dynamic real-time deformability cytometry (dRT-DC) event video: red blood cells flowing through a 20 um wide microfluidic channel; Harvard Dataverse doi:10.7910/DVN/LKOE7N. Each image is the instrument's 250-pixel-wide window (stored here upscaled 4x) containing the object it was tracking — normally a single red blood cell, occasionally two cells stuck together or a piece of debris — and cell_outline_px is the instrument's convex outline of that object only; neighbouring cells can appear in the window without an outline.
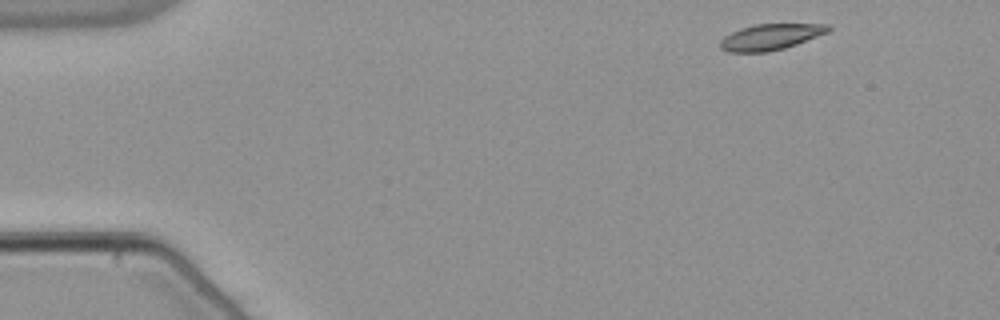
{"species": "common noctule bat (a hibernating species)", "species_latin": "Nyctalus noctula", "temperature_condition": "warm", "stored_images_in_passage": 49, "camera_frame_rate_fps": 3000, "um_per_image_px": 0.085, "animal": {"sex": "male", "body_mass_g": 21.5, "forearm_length_mm": 52.0}, "frame": {"image": 1, "passage_image": 1, "time_ms": 0.0, "image_size_px": [1000, 320], "cell_outline_px": [[832, 28], [828, 32], [796, 44], [784, 48], [768, 52], [728, 52], [720, 48], [720, 40], [724, 36], [740, 28], [756, 24], [832, 24]], "centroid_in_image_um": [65.5, 3.13], "position_along_channel_um": 19.5, "area_um2": 16.36}}
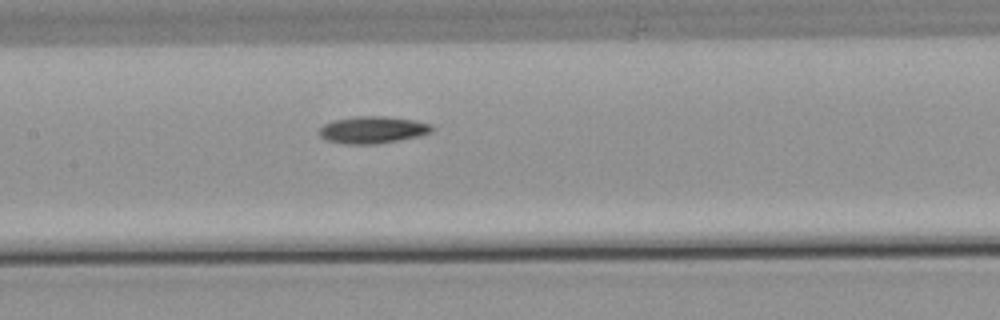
{"frame": {"image": 2, "passage_image": 21, "time_ms": 6.667, "image_size_px": [1000, 320], "cell_outline_px": [[432, 132], [420, 136], [376, 144], [344, 144], [328, 140], [320, 136], [320, 128], [324, 124], [332, 120], [356, 116], [384, 116], [412, 120], [432, 124]], "centroid_in_image_um": [31.67, 11.03], "position_along_channel_um": 175.7, "area_um2": 17.69}}
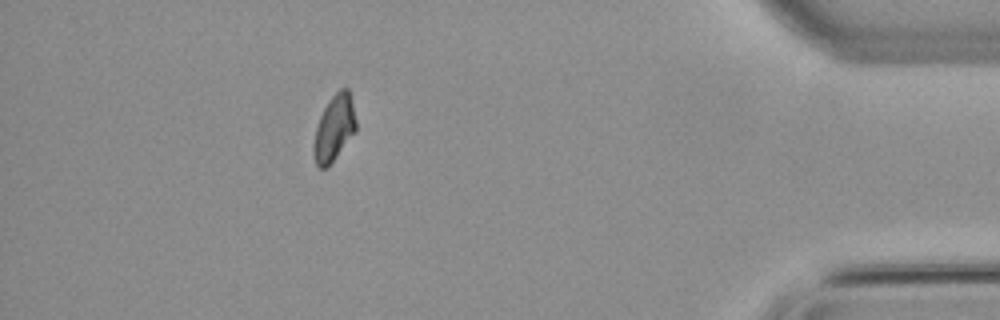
{"frame": {"image": 3, "passage_image": 43, "time_ms": 14.0, "image_size_px": [1000, 320], "cell_outline_px": [[356, 132], [328, 168], [320, 168], [316, 164], [312, 152], [312, 148], [316, 128], [320, 116], [328, 100], [340, 88], [348, 88], [356, 120]], "centroid_in_image_um": [28.4, 10.93], "position_along_channel_um": 406.8, "area_um2": 16.42}, "authors_computed_cell_mechanics": {"area_um2": 16.762, "velocity_mm_per_s": 3.8243, "shape_relaxation_time_tau1_ms": 7.2837, "shape_relaxation_time_tau2_ms": null, "deformation_change_tau1": 0.158, "deformation_change_tau2": null}}